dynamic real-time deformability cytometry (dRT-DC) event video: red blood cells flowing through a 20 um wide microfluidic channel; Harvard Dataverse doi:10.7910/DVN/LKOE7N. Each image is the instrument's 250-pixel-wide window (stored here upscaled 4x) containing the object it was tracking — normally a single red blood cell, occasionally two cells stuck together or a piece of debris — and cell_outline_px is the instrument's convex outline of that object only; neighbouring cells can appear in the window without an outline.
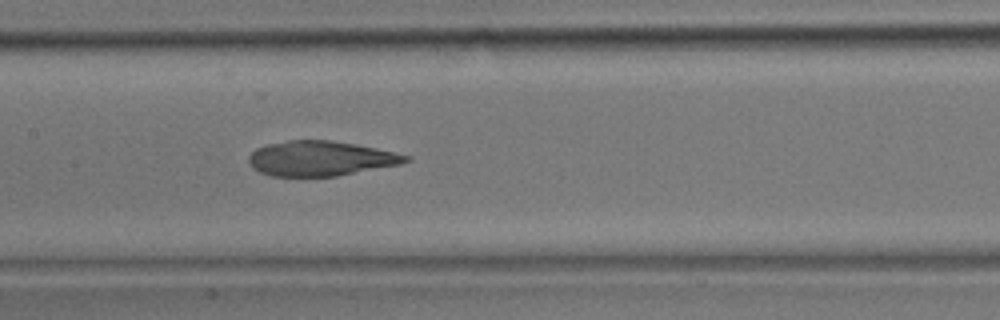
{"species": "common noctule bat (a hibernating species)", "species_latin": "Nyctalus noctula", "temperature_condition": "room temperature", "stored_images_in_passage": 32, "camera_frame_rate_fps": 3000, "um_per_image_px": 0.085, "animal": {"sex": "male", "body_mass_g": 17.9}, "frame": {"image": 1, "passage_image": 12, "time_ms": 3.667, "image_size_px": [1000, 320], "cell_outline_px": [[412, 160], [400, 164], [336, 176], [272, 176], [260, 172], [252, 168], [248, 160], [248, 156], [256, 148], [268, 144], [288, 140], [328, 140], [356, 144], [376, 148], [412, 156]], "centroid_in_image_um": [27.25, 13.46], "position_along_channel_um": 180.2, "area_um2": 31.91}}
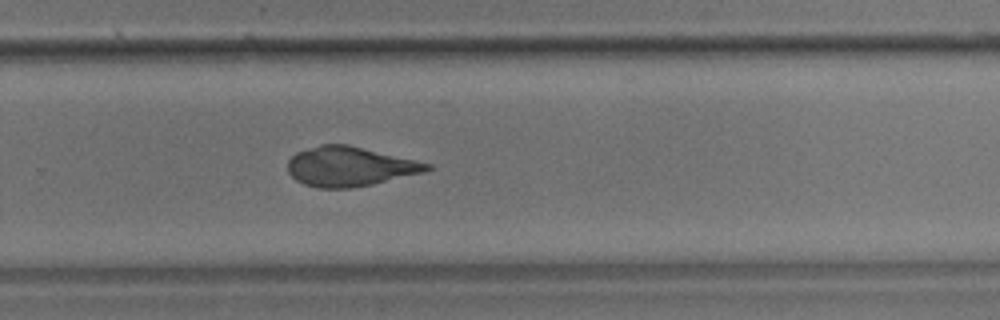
{"frame": {"image": 2, "passage_image": 19, "time_ms": 6.0, "image_size_px": [1000, 320], "cell_outline_px": [[432, 168], [428, 172], [372, 184], [352, 188], [316, 188], [304, 184], [296, 180], [288, 172], [288, 160], [296, 152], [320, 144], [348, 144], [432, 164]], "centroid_in_image_um": [29.74, 14.16], "position_along_channel_um": 300.1, "area_um2": 32.25}}
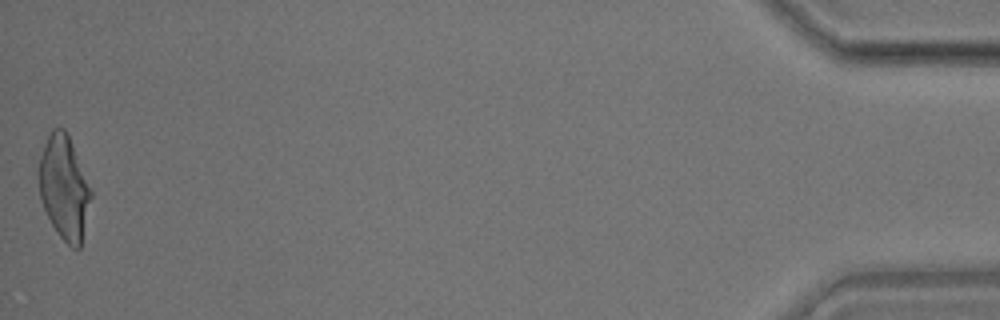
{"frame": {"image": 3, "passage_image": 32, "time_ms": 10.333, "image_size_px": [1000, 320], "cell_outline_px": [[92, 196], [80, 248], [72, 248], [60, 236], [52, 224], [40, 200], [36, 172], [40, 156], [44, 144], [52, 128], [64, 128], [68, 136], [92, 192]], "centroid_in_image_um": [5.41, 15.95], "position_along_channel_um": 429.8, "area_um2": 31.33}}